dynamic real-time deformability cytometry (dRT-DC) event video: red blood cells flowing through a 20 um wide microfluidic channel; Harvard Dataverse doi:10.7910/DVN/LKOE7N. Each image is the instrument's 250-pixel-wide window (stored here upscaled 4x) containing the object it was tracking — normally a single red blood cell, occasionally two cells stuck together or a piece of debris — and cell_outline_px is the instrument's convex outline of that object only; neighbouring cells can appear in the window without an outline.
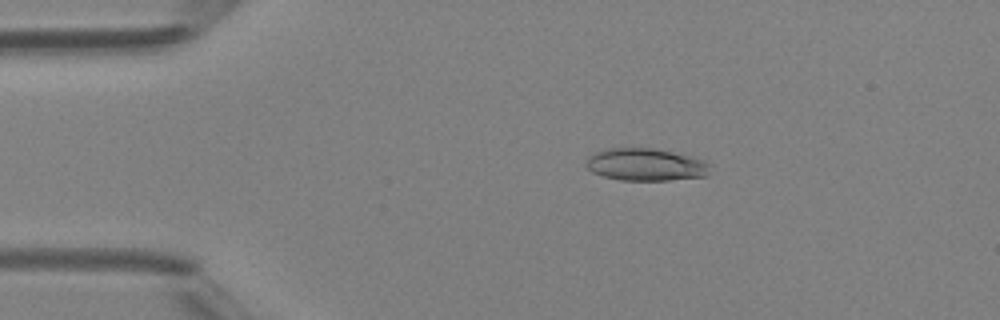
{"species": "Egyptian fruit bat (a non-hibernating species)", "species_latin": "Rousettus aegyptiacus", "temperature_condition": "room temperature", "stored_images_in_passage": 46, "camera_frame_rate_fps": 3000, "um_per_image_px": 0.085, "animal": {"sex": "female"}, "frame": {"image": 1, "passage_image": 8, "time_ms": 2.333, "image_size_px": [1000, 320], "cell_outline_px": [[712, 164], [704, 176], [668, 180], [620, 180], [604, 176], [592, 172], [588, 168], [588, 156], [596, 152], [608, 148], [652, 148], [672, 152], [704, 160]], "centroid_in_image_um": [54.88, 13.99], "position_along_channel_um": 30.1, "area_um2": 23.06}}
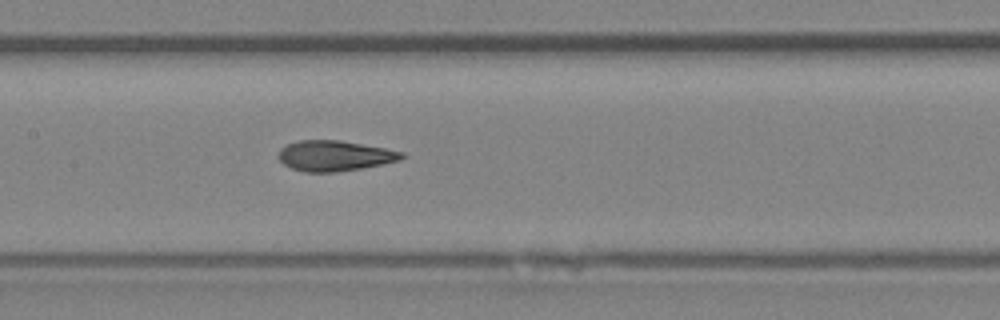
{"frame": {"image": 2, "passage_image": 22, "time_ms": 7.0, "image_size_px": [1000, 320], "cell_outline_px": [[404, 156], [400, 160], [360, 168], [336, 172], [304, 172], [292, 168], [284, 164], [276, 156], [280, 148], [296, 140], [340, 140], [384, 148], [404, 152]], "centroid_in_image_um": [28.39, 13.23], "position_along_channel_um": 179.0, "area_um2": 21.79}}
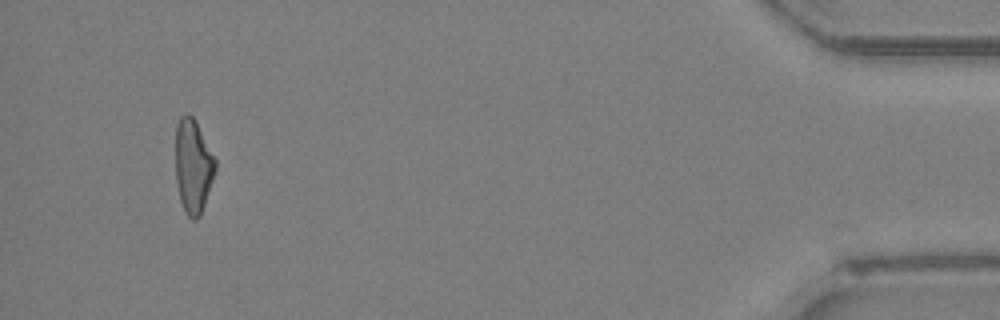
{"frame": {"image": 3, "passage_image": 44, "time_ms": 14.333, "image_size_px": [1000, 320], "cell_outline_px": [[216, 172], [200, 216], [196, 220], [192, 220], [184, 212], [180, 200], [176, 180], [176, 124], [180, 116], [192, 116], [196, 120], [216, 160]], "centroid_in_image_um": [16.42, 14.15], "position_along_channel_um": 418.8, "area_um2": 21.85}, "authors_computed_cell_mechanics": {"area_um2": 22.0218, "velocity_mm_per_s": 4.3089, "shape_relaxation_time_tau1_ms": 7.3899, "shape_relaxation_time_tau2_ms": 1.6237, "deformation_change_tau1": 0.202, "deformation_change_tau2": 0.0886}}